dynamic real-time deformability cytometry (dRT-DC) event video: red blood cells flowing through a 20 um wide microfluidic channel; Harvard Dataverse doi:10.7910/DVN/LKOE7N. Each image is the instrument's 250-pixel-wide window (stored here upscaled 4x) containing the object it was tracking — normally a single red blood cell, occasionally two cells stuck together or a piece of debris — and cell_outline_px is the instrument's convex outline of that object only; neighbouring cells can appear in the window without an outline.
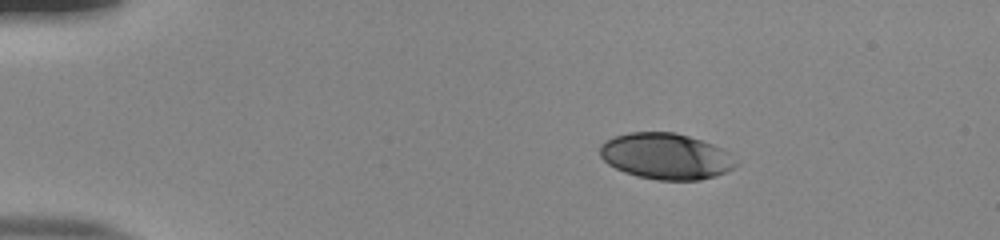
{"species": "human", "species_latin": "Homo sapiens", "temperature_condition": "room temperature", "stored_images_in_passage": 45, "camera_frame_rate_fps": 3000, "um_per_image_px": 0.085, "donor": {"sex": "male"}, "frame": {"image": 1, "passage_image": 1, "time_ms": 0.0, "image_size_px": [1000, 240], "cell_outline_px": [[736, 164], [732, 168], [724, 172], [700, 180], [656, 180], [636, 176], [624, 172], [608, 164], [600, 156], [600, 144], [616, 136], [628, 132], [676, 132], [724, 148], [728, 152]], "centroid_in_image_um": [56.56, 13.28], "position_along_channel_um": 28.4, "area_um2": 36.24}}
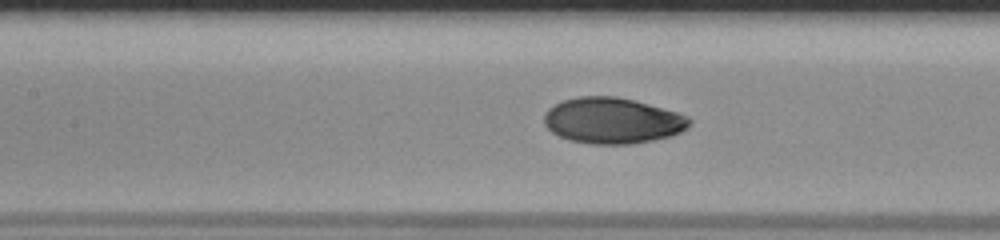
{"frame": {"image": 2, "passage_image": 17, "time_ms": 5.333, "image_size_px": [1000, 240], "cell_outline_px": [[692, 124], [688, 128], [672, 136], [632, 144], [592, 144], [568, 140], [552, 132], [544, 124], [544, 112], [548, 108], [564, 100], [580, 96], [616, 96], [648, 104], [676, 112], [688, 116], [692, 120]], "centroid_in_image_um": [52.07, 10.26], "position_along_channel_um": 155.3, "area_um2": 38.96}}
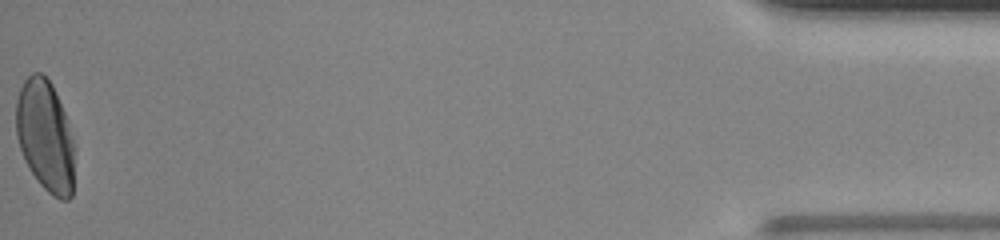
{"frame": {"image": 3, "passage_image": 45, "time_ms": 14.667, "image_size_px": [1000, 240], "cell_outline_px": [[72, 196], [68, 200], [60, 200], [52, 196], [40, 184], [28, 168], [24, 160], [16, 136], [16, 100], [20, 88], [24, 80], [32, 72], [40, 72], [52, 84], [64, 112], [72, 140]], "centroid_in_image_um": [3.8, 11.55], "position_along_channel_um": 431.4, "area_um2": 37.51}, "authors_computed_cell_mechanics": {"area_um2": 37.7434, "velocity_mm_per_s": 3.9035, "shape_relaxation_time_tau1_ms": 5.7023, "shape_relaxation_time_tau2_ms": null, "deformation_change_tau1": 0.2199, "deformation_change_tau2": null}}